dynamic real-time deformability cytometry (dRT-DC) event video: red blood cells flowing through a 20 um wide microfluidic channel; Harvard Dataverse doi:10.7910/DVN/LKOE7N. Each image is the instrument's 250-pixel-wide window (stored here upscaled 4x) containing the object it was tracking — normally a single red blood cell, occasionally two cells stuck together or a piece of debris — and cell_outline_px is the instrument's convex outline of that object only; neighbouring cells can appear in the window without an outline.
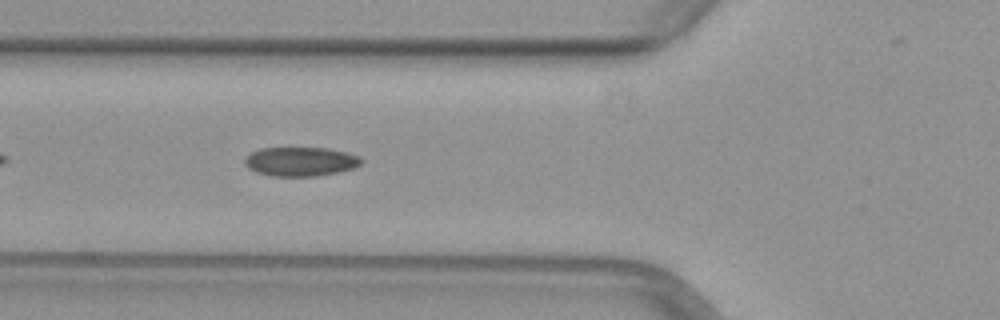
{"species": "common noctule bat (a hibernating species)", "species_latin": "Nyctalus noctula", "temperature_condition": "warm", "stored_images_in_passage": 38, "camera_frame_rate_fps": 3000, "um_per_image_px": 0.085, "animal": {"sex": "female", "body_mass_g": 29.2, "forearm_length_mm": 56.3}, "frame": {"image": 1, "passage_image": 6, "time_ms": 1.667, "image_size_px": [1000, 320], "cell_outline_px": [[360, 160], [356, 164], [344, 168], [328, 172], [288, 176], [264, 172], [248, 164], [248, 160], [256, 152], [272, 148], [312, 148], [336, 152], [352, 156]], "centroid_in_image_um": [25.5, 13.7], "position_along_channel_um": 100.3, "area_um2": 16.53}}
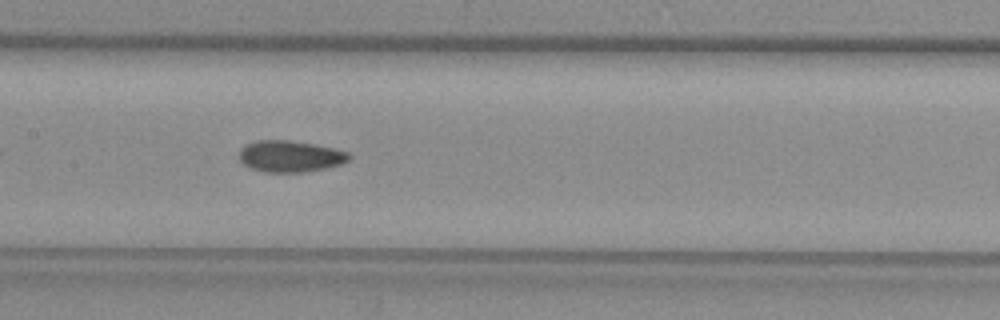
{"frame": {"image": 2, "passage_image": 12, "time_ms": 3.667, "image_size_px": [1000, 320], "cell_outline_px": [[348, 156], [344, 160], [332, 164], [312, 168], [260, 168], [244, 160], [244, 148], [252, 144], [304, 144], [324, 148], [340, 152]], "centroid_in_image_um": [24.71, 13.26], "position_along_channel_um": 182.7, "area_um2": 14.8}}
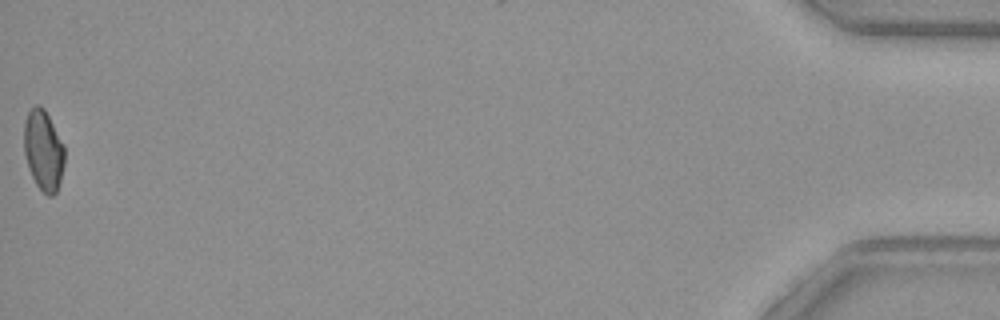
{"frame": {"image": 3, "passage_image": 38, "time_ms": 12.333, "image_size_px": [1000, 320], "cell_outline_px": [[64, 160], [60, 176], [56, 188], [52, 192], [44, 192], [40, 188], [28, 164], [24, 148], [24, 132], [28, 116], [32, 108], [40, 108], [44, 112], [64, 148]], "centroid_in_image_um": [3.68, 12.79], "position_along_channel_um": 431.5, "area_um2": 16.94}}